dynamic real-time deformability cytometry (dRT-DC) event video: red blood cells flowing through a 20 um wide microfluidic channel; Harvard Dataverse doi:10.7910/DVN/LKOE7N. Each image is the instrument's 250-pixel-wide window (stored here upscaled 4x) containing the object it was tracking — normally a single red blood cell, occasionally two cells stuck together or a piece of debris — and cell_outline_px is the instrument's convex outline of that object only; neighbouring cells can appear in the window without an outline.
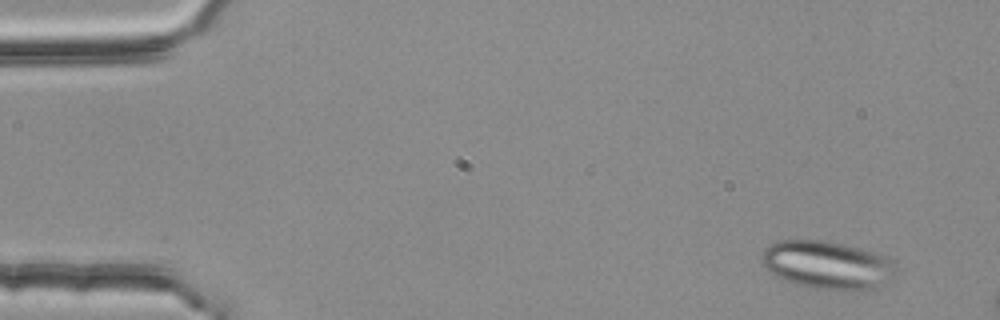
{"species": "common noctule bat (a hibernating species)", "species_latin": "Nyctalus noctula", "temperature_condition": "room temperature", "stored_images_in_passage": 3, "camera_frame_rate_fps": 3000, "um_per_image_px": 0.085, "animal": {"sex": "female", "body_mass_g": 25.1}, "frame": {"image": 1, "passage_image": 1, "time_ms": 0.0, "image_size_px": [1000, 320], "cell_outline_px": [[896, 276], [864, 292], [840, 292], [812, 288], [792, 284], [768, 272], [760, 260], [760, 256], [764, 248], [768, 244], [780, 240], [824, 240], [860, 248], [876, 252], [884, 256], [896, 264]], "centroid_in_image_um": [70.3, 22.55], "position_along_channel_um": 14.7, "area_um2": 38.61}}